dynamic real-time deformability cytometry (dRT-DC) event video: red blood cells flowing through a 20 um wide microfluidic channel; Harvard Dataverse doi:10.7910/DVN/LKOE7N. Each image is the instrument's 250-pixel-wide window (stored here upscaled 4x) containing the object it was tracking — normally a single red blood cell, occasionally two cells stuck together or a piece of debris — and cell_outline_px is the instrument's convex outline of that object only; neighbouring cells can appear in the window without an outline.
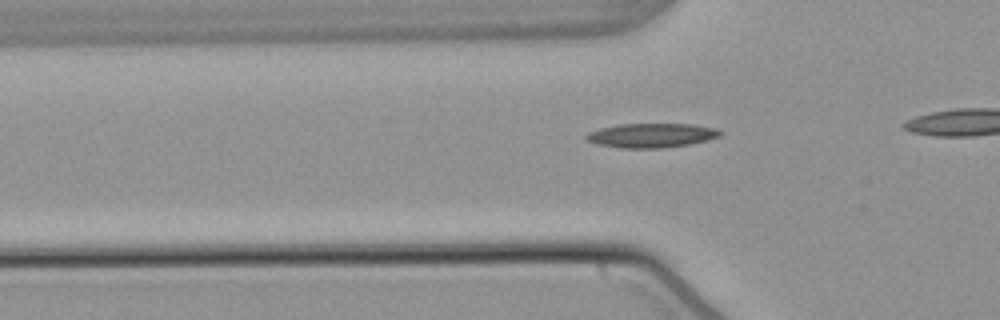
{"species": "common noctule bat (a hibernating species)", "species_latin": "Nyctalus noctula", "temperature_condition": "warm", "stored_images_in_passage": 33, "camera_frame_rate_fps": 3000, "um_per_image_px": 0.085, "animal": {"sex": "male", "body_mass_g": 21.5, "forearm_length_mm": 52.0}, "frame": {"image": 1, "passage_image": 8, "time_ms": 2.333, "image_size_px": [1000, 320], "cell_outline_px": [[724, 132], [720, 136], [708, 140], [688, 144], [660, 148], [620, 148], [596, 144], [588, 140], [584, 136], [588, 132], [600, 128], [620, 124], [692, 124], [716, 128]], "centroid_in_image_um": [55.38, 11.5], "position_along_channel_um": 70.4, "area_um2": 18.96}}
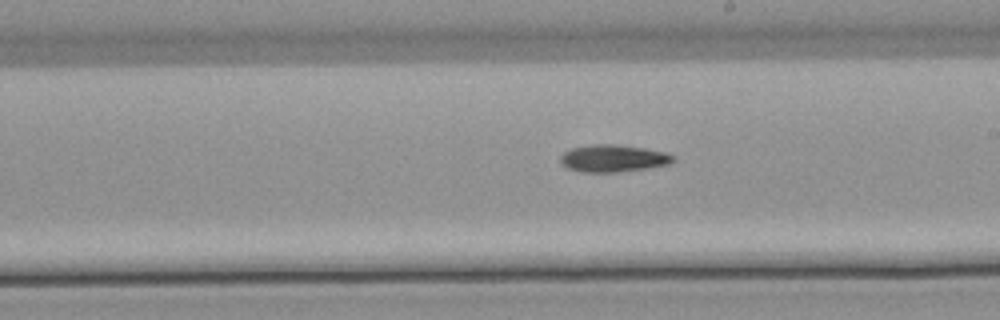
{"frame": {"image": 2, "passage_image": 21, "time_ms": 6.667, "image_size_px": [1000, 320], "cell_outline_px": [[676, 160], [668, 164], [648, 168], [616, 172], [584, 172], [568, 168], [560, 160], [560, 156], [564, 152], [572, 148], [592, 144], [612, 144], [644, 148], [668, 152], [676, 156]], "centroid_in_image_um": [52.17, 13.45], "position_along_channel_um": 236.8, "area_um2": 17.86}}
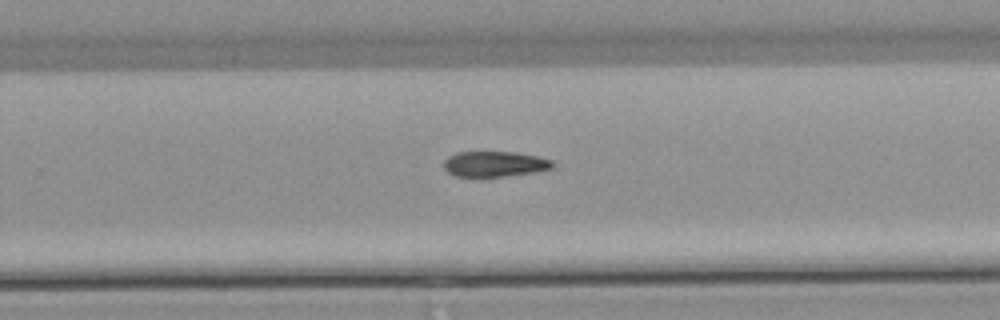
{"frame": {"image": 3, "passage_image": 25, "time_ms": 8.0, "image_size_px": [1000, 320], "cell_outline_px": [[556, 164], [552, 168], [536, 172], [504, 176], [456, 176], [448, 172], [444, 168], [444, 160], [448, 156], [456, 152], [516, 152], [536, 156], [552, 160]], "centroid_in_image_um": [42.06, 13.93], "position_along_channel_um": 287.7, "area_um2": 16.13}}